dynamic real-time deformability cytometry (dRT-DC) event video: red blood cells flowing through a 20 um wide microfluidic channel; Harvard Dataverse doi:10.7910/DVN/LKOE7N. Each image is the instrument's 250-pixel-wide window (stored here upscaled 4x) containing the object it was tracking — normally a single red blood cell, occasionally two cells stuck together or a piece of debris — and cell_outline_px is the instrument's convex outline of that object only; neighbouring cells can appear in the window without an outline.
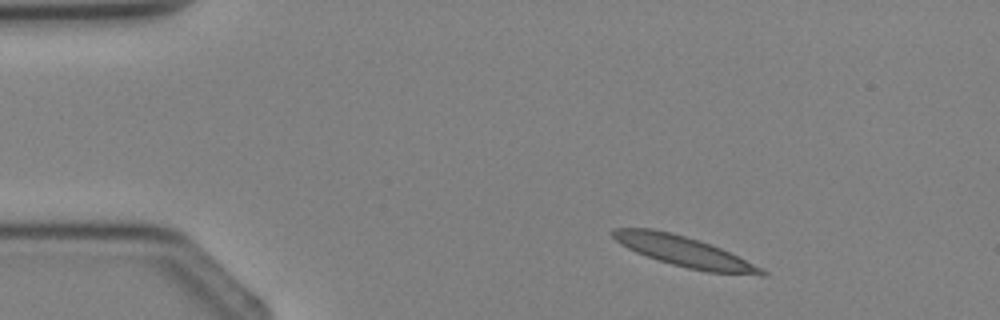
{"species": "Egyptian fruit bat (a non-hibernating species)", "species_latin": "Rousettus aegyptiacus", "temperature_condition": "cold", "stored_images_in_passage": 2, "camera_frame_rate_fps": 3000, "um_per_image_px": 0.085, "animal": {"sex": "female"}, "frame": {"image": 1, "passage_image": 1, "time_ms": 0.0, "image_size_px": [1000, 320], "cell_outline_px": [[768, 272], [764, 276], [760, 276], [708, 272], [688, 268], [672, 264], [636, 252], [620, 244], [608, 232], [612, 228], [652, 228], [672, 232], [700, 240], [712, 244]], "centroid_in_image_um": [58.1, 21.36], "position_along_channel_um": 26.9, "area_um2": 26.13}}